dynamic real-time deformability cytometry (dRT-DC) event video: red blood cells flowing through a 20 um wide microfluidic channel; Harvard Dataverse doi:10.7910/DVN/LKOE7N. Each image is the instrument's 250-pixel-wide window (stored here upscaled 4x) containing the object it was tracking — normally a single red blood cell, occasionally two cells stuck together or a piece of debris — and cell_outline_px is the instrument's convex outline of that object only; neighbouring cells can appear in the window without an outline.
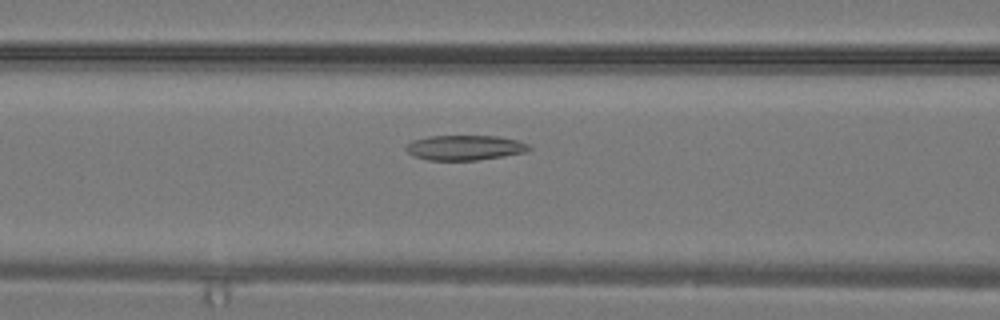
{"species": "common noctule bat (a hibernating species)", "species_latin": "Nyctalus noctula", "temperature_condition": "warm", "stored_images_in_passage": 22, "camera_frame_rate_fps": 3000, "um_per_image_px": 0.085, "animal": {"sex": "male", "body_mass_g": 19.2, "forearm_length_mm": 51.8}, "frame": {"image": 1, "passage_image": 7, "time_ms": 2.0, "image_size_px": [1000, 320], "cell_outline_px": [[532, 148], [524, 152], [504, 156], [476, 160], [428, 160], [412, 156], [404, 148], [412, 140], [428, 136], [496, 136], [516, 140], [528, 144]], "centroid_in_image_um": [39.47, 12.55], "position_along_channel_um": 127.1, "area_um2": 17.86}}
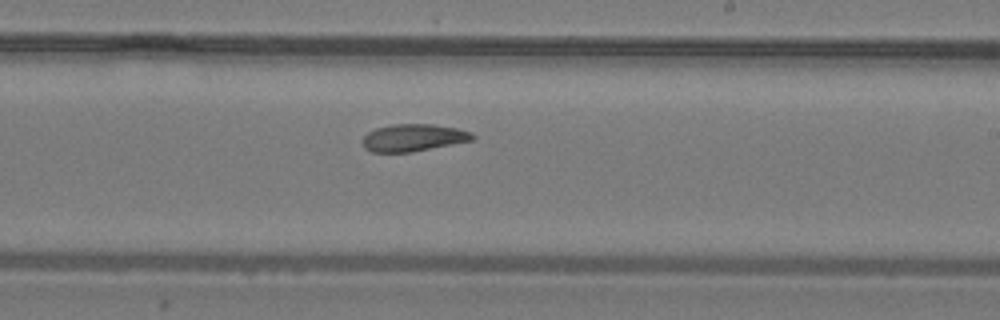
{"frame": {"image": 2, "passage_image": 13, "time_ms": 4.0, "image_size_px": [1000, 320], "cell_outline_px": [[476, 136], [472, 140], [412, 152], [372, 152], [364, 148], [364, 136], [368, 132], [376, 128], [392, 124], [432, 124], [456, 128], [472, 132]], "centroid_in_image_um": [35.14, 11.7], "position_along_channel_um": 253.9, "area_um2": 17.34}}
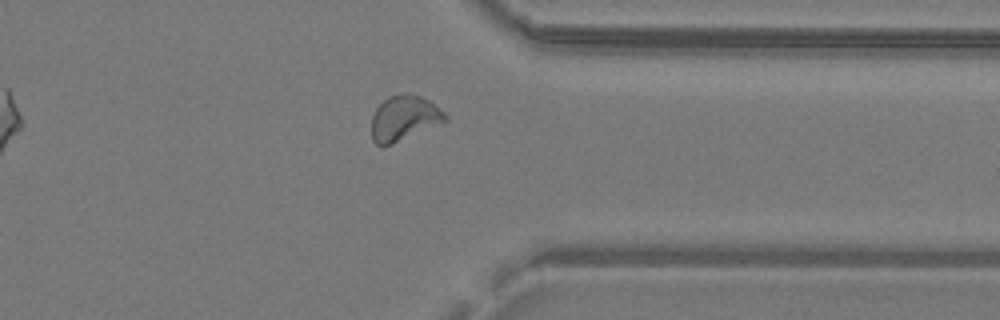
{"frame": {"image": 3, "passage_image": 19, "time_ms": 6.0, "image_size_px": [1000, 320], "cell_outline_px": [[448, 120], [380, 148], [372, 140], [372, 116], [376, 108], [388, 96], [404, 92], [420, 96], [428, 100], [444, 112]], "centroid_in_image_um": [34.3, 10.03], "position_along_channel_um": 377.1, "area_um2": 19.07}}